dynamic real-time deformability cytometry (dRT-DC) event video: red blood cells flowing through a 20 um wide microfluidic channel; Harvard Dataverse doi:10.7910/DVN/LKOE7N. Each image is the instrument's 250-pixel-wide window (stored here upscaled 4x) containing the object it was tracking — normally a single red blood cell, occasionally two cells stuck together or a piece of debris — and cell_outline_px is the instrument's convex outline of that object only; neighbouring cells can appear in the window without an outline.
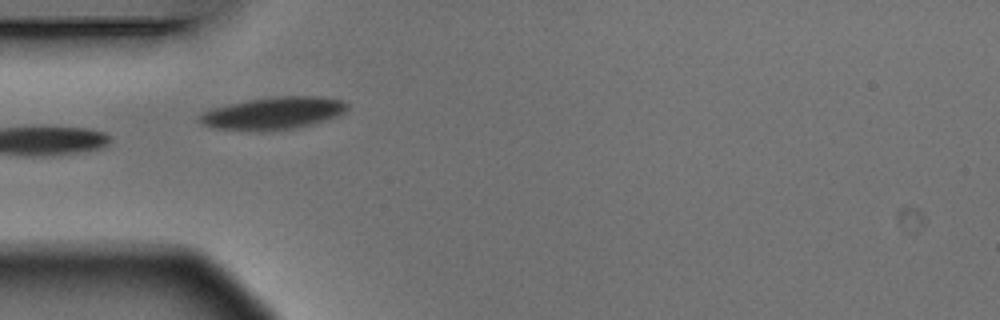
{"species": "Egyptian fruit bat (a non-hibernating species)", "species_latin": "Rousettus aegyptiacus", "temperature_condition": "warm", "stored_images_in_passage": 9, "camera_frame_rate_fps": 3000, "um_per_image_px": 0.085, "animal": {"sex": "male"}, "frame": {"image": 1, "passage_image": 3, "time_ms": 0.667, "image_size_px": [1000, 320], "cell_outline_px": [[348, 108], [344, 112], [336, 116], [296, 128], [260, 132], [212, 128], [204, 124], [196, 116], [212, 108], [228, 104], [248, 100], [276, 96], [320, 96], [344, 100], [348, 104]], "centroid_in_image_um": [23.21, 9.62], "position_along_channel_um": 61.8, "area_um2": 27.92}}
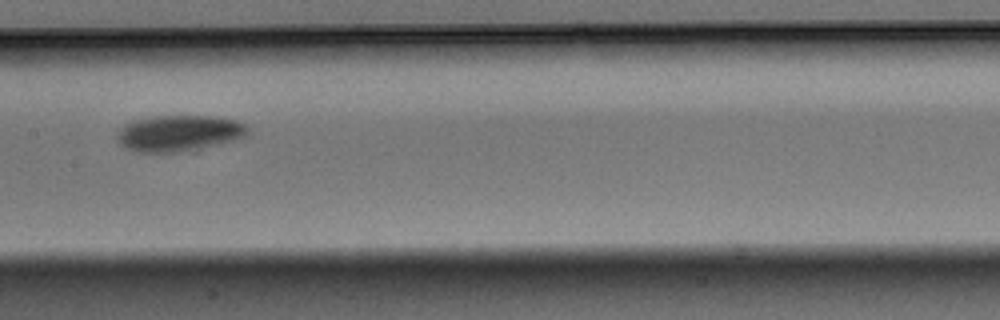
{"frame": {"image": 2, "passage_image": 6, "time_ms": 1.667, "image_size_px": [1000, 320], "cell_outline_px": [[252, 136], [236, 140], [180, 152], [140, 152], [128, 148], [120, 144], [120, 128], [124, 124], [132, 120], [156, 116], [220, 116], [236, 120], [244, 124], [248, 128]], "centroid_in_image_um": [15.31, 11.3], "position_along_channel_um": 192.1, "area_um2": 27.46}}
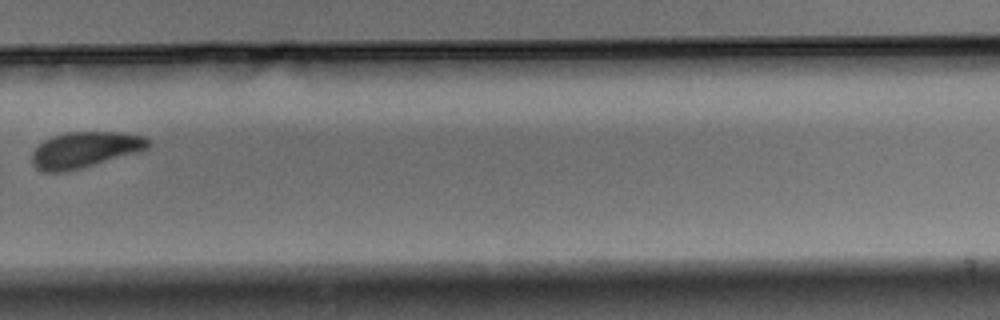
{"frame": {"image": 3, "passage_image": 9, "time_ms": 2.667, "image_size_px": [1000, 320], "cell_outline_px": [[152, 144], [148, 148], [136, 152], [68, 172], [44, 172], [36, 168], [32, 164], [32, 152], [44, 140], [52, 136], [68, 132], [124, 132], [144, 136], [152, 140]], "centroid_in_image_um": [7.23, 12.72], "position_along_channel_um": 322.6, "area_um2": 24.39}}